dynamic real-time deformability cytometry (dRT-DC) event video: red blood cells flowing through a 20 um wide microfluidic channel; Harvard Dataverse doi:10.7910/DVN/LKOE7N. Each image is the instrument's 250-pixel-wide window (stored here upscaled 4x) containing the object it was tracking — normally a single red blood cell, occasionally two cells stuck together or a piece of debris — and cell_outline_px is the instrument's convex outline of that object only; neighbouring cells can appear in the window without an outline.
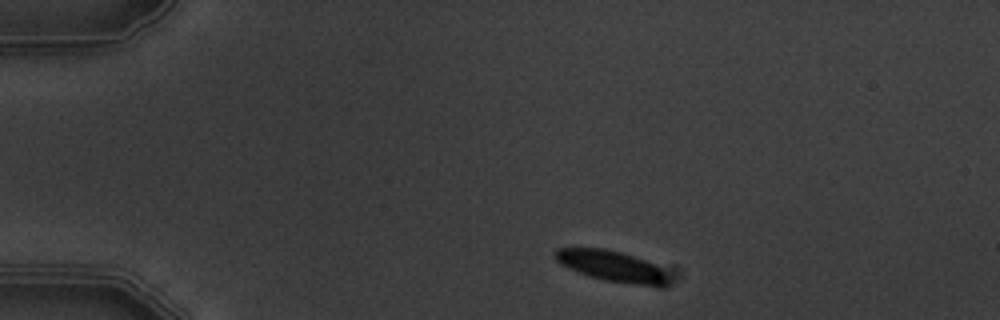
{"species": "common noctule bat (a hibernating species)", "species_latin": "Nyctalus noctula", "temperature_condition": "warm", "stored_images_in_passage": 6, "segment_of_instrument_passage": [2, 2], "camera_frame_rate_fps": 3000, "um_per_image_px": 0.085, "animal": {"sex": "male", "body_mass_g": 19.5, "forearm_length_mm": 54.6}, "frame": {"image": 1, "passage_image": 6, "time_ms": 6.667, "image_size_px": [1000, 320], "cell_outline_px": [[680, 272], [676, 280], [668, 288], [660, 288], [604, 280], [588, 276], [568, 268], [560, 264], [552, 256], [552, 252], [556, 248], [604, 248], [676, 264], [680, 268]], "centroid_in_image_um": [52.55, 22.66], "position_along_channel_um": 32.4, "area_um2": 23.7}}